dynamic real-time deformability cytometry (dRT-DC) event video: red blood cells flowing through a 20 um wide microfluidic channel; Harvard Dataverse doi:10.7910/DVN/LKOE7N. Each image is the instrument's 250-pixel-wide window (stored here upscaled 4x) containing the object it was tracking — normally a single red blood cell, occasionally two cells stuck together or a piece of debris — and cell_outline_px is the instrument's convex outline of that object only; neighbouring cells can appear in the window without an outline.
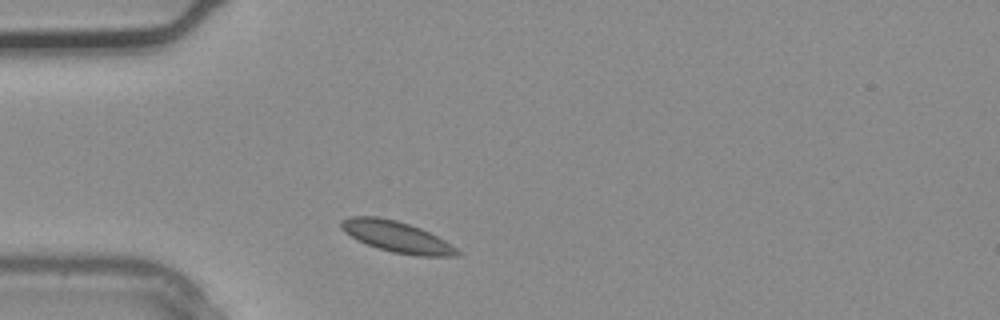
{"species": "common noctule bat (a hibernating species)", "species_latin": "Nyctalus noctula", "temperature_condition": "warm", "stored_images_in_passage": 1, "camera_frame_rate_fps": 3000, "um_per_image_px": 0.085, "animal": {"sex": "male", "body_mass_g": 20.4}, "frame": {"image": 1, "passage_image": 1, "time_ms": 0.0, "image_size_px": [1000, 320], "cell_outline_px": [[460, 252], [456, 256], [416, 256], [392, 252], [376, 248], [356, 240], [344, 232], [340, 228], [340, 220], [352, 216], [376, 216], [396, 220], [420, 228], [444, 240], [456, 248]], "centroid_in_image_um": [33.66, 20.12], "position_along_channel_um": 51.3, "area_um2": 20.98}}